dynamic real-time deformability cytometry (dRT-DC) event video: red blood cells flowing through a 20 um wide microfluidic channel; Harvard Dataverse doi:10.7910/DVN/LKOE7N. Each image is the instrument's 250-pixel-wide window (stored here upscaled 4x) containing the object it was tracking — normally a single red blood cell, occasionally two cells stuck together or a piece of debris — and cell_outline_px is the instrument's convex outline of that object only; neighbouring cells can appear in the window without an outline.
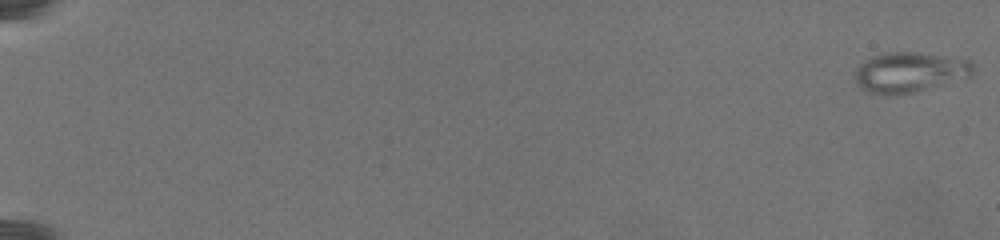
{"species": "common noctule bat (a hibernating species)", "species_latin": "Nyctalus noctula", "temperature_condition": "warm", "stored_images_in_passage": 59, "camera_frame_rate_fps": 3000, "um_per_image_px": 0.085, "animal": {"sex": "female", "body_mass_g": 19.5, "forearm_length_mm": 54.1}, "frame": {"image": 1, "passage_image": 1, "time_ms": 0.0, "image_size_px": [1000, 240], "cell_outline_px": [[972, 76], [912, 92], [868, 92], [860, 88], [856, 84], [856, 68], [872, 56], [892, 52], [916, 52], [968, 60], [972, 64]], "centroid_in_image_um": [77.31, 6.11], "position_along_channel_um": 7.7, "area_um2": 26.53}}
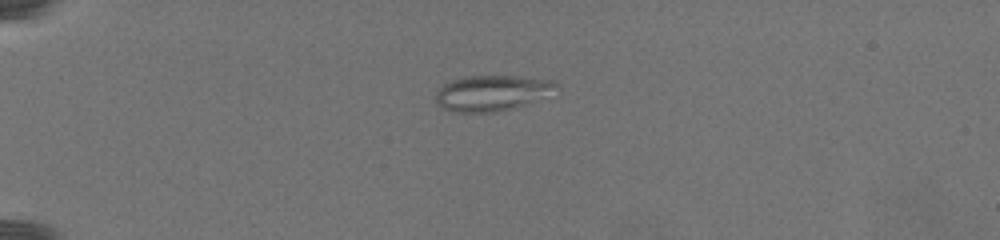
{"frame": {"image": 2, "passage_image": 39, "time_ms": 7.333, "image_size_px": [1000, 240], "cell_outline_px": [[556, 84], [516, 108], [492, 112], [452, 112], [440, 108], [436, 104], [436, 92], [444, 84], [452, 80], [468, 76], [512, 76], [552, 80]], "centroid_in_image_um": [41.58, 7.91], "position_along_channel_um": 43.4, "area_um2": 23.87}}
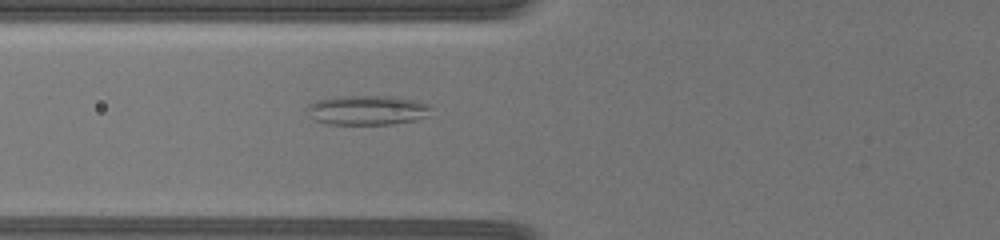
{"frame": {"image": 3, "passage_image": 58, "time_ms": 11.0, "image_size_px": [1000, 240], "cell_outline_px": [[432, 108], [428, 116], [412, 120], [392, 124], [328, 124], [316, 120], [308, 116], [304, 108], [308, 104], [316, 100], [336, 96], [384, 96], [416, 100], [432, 104]], "centroid_in_image_um": [31.18, 9.35], "position_along_channel_um": 94.6, "area_um2": 21.62}}